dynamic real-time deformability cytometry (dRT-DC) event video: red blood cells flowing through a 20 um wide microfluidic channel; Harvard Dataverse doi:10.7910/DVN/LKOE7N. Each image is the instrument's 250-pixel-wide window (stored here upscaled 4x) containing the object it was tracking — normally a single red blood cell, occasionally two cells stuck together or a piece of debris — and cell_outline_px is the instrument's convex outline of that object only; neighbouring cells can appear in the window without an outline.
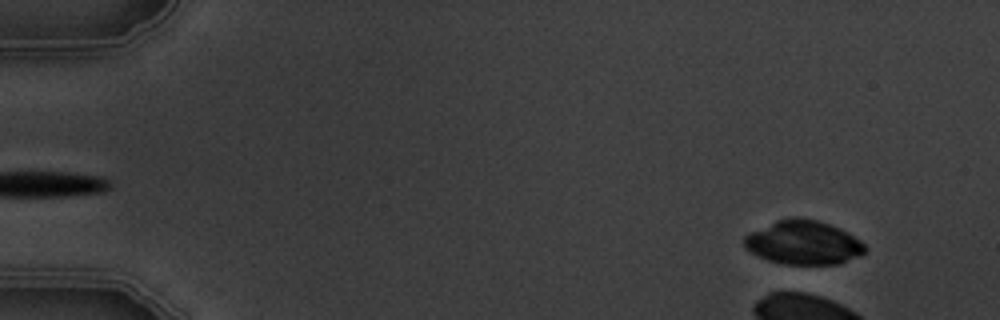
{"species": "common noctule bat (a hibernating species)", "species_latin": "Nyctalus noctula", "temperature_condition": "warm", "stored_images_in_passage": 5, "camera_frame_rate_fps": 3000, "um_per_image_px": 0.085, "animal": {"sex": "male", "body_mass_g": 19.5, "forearm_length_mm": 54.6}, "frame": {"image": 1, "passage_image": 1, "time_ms": 0.0, "image_size_px": [1000, 320], "cell_outline_px": [[868, 248], [860, 256], [840, 264], [788, 264], [768, 260], [744, 248], [744, 236], [776, 220], [792, 216], [796, 216], [816, 220], [840, 228], [848, 232], [860, 240]], "centroid_in_image_um": [68.32, 20.61], "position_along_channel_um": 16.7, "area_um2": 30.87}}